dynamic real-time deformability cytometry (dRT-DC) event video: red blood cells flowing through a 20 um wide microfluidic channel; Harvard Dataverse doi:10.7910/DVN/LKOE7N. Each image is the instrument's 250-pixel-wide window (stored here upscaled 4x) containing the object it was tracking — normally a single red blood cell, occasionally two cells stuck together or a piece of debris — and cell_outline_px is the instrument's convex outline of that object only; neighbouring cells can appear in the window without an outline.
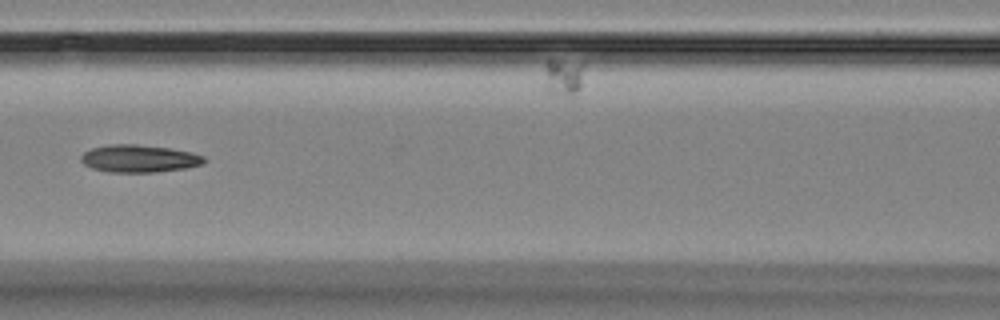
{"species": "Egyptian fruit bat (a non-hibernating species)", "species_latin": "Rousettus aegyptiacus", "temperature_condition": "room temperature", "stored_images_in_passage": 15, "segment_of_instrument_passage": [1, 2], "camera_frame_rate_fps": 3000, "um_per_image_px": 0.085, "animal": {"sex": "female"}, "frame": {"image": 1, "passage_image": 6, "time_ms": 7.0, "image_size_px": [1000, 320], "cell_outline_px": [[204, 160], [200, 164], [184, 168], [152, 172], [112, 172], [92, 168], [84, 164], [80, 160], [80, 156], [84, 152], [92, 148], [112, 144], [136, 144], [168, 148], [192, 152], [204, 156]], "centroid_in_image_um": [11.78, 13.47], "position_along_channel_um": 154.8, "area_um2": 19.42}}
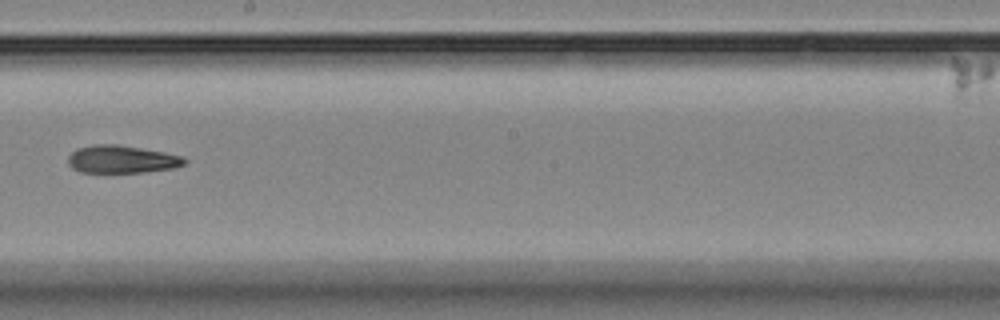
{"frame": {"image": 2, "passage_image": 8, "time_ms": 9.333, "image_size_px": [1000, 320], "cell_outline_px": [[188, 160], [184, 164], [176, 168], [144, 172], [80, 172], [72, 168], [68, 164], [68, 156], [76, 148], [92, 144], [116, 144], [164, 152], [180, 156]], "centroid_in_image_um": [10.32, 13.54], "position_along_channel_um": 237.9, "area_um2": 18.84}}
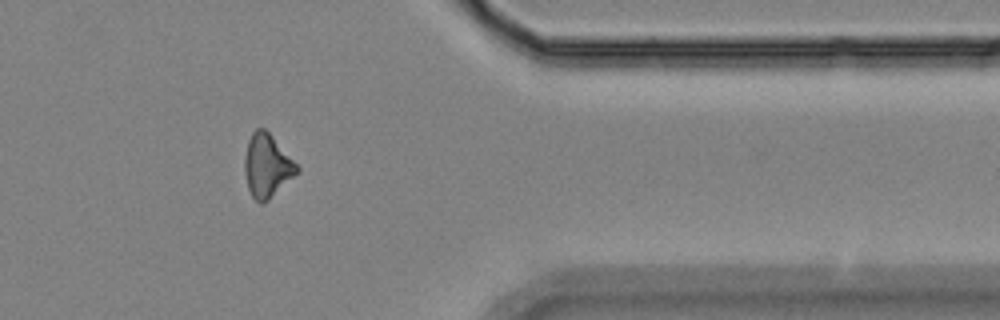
{"frame": {"image": 3, "passage_image": 12, "time_ms": 14.0, "image_size_px": [1000, 320], "cell_outline_px": [[300, 168], [264, 204], [260, 204], [252, 196], [248, 188], [244, 172], [244, 160], [248, 140], [252, 132], [256, 128], [264, 128], [272, 136]], "centroid_in_image_um": [22.65, 14.08], "position_along_channel_um": 388.8, "area_um2": 18.79}}